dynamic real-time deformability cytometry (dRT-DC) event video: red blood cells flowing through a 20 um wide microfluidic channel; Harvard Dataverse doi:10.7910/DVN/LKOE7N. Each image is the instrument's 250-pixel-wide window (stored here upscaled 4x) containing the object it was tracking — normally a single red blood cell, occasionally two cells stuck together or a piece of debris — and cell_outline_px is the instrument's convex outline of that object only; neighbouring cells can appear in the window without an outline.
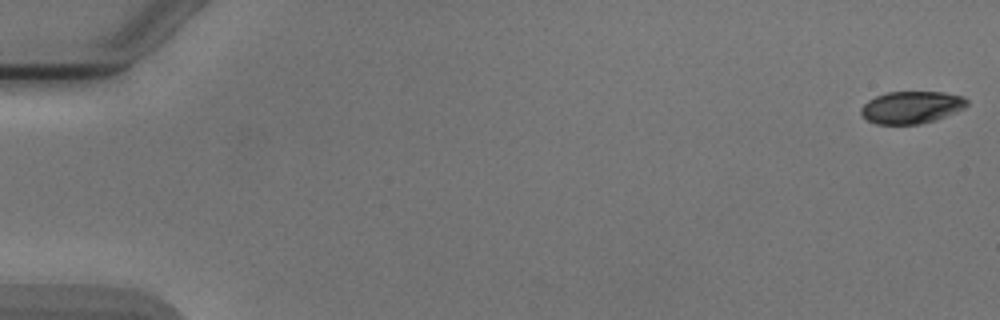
{"species": "Egyptian fruit bat (a non-hibernating species)", "species_latin": "Rousettus aegyptiacus", "temperature_condition": "cold", "stored_images_in_passage": 9, "camera_frame_rate_fps": 3000, "um_per_image_px": 0.085, "animal": {"sex": "male"}, "frame": {"image": 1, "passage_image": 1, "time_ms": 0.0, "image_size_px": [1000, 320], "cell_outline_px": [[968, 104], [964, 108], [936, 120], [920, 124], [876, 124], [860, 116], [860, 108], [868, 100], [876, 96], [888, 92], [944, 92], [964, 96], [968, 100]], "centroid_in_image_um": [77.47, 9.12], "position_along_channel_um": 7.5, "area_um2": 20.06}}
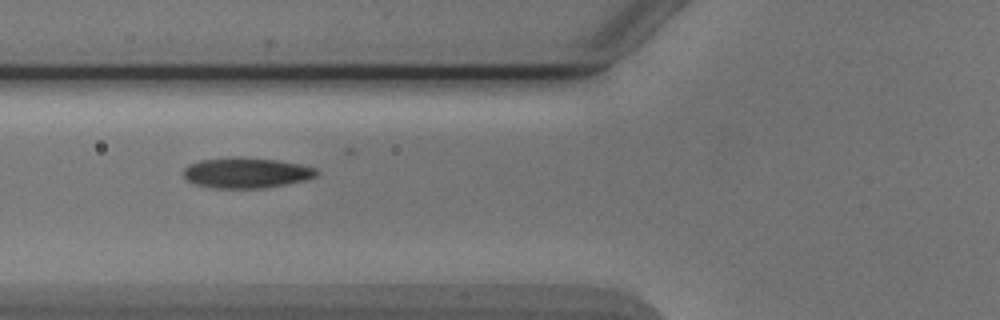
{"frame": {"image": 2, "passage_image": 6, "time_ms": 6.667, "image_size_px": [1000, 320], "cell_outline_px": [[320, 172], [316, 176], [304, 180], [288, 184], [264, 188], [212, 188], [196, 184], [188, 180], [184, 176], [184, 168], [188, 164], [200, 160], [276, 160], [300, 164], [316, 168]], "centroid_in_image_um": [20.98, 14.74], "position_along_channel_um": 104.8, "area_um2": 22.66}}
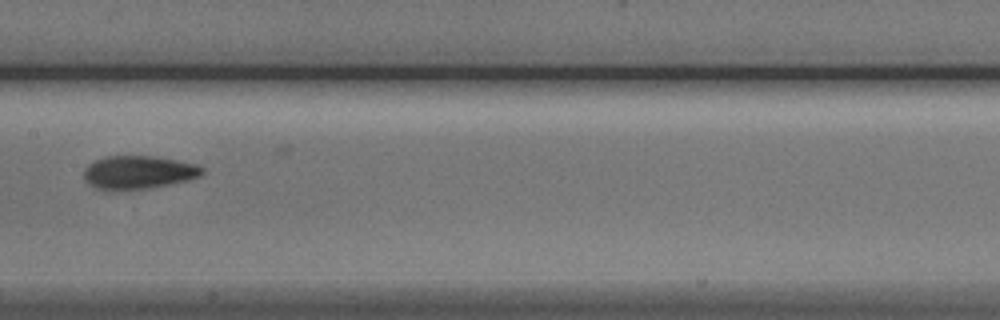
{"frame": {"image": 3, "passage_image": 8, "time_ms": 9.0, "image_size_px": [1000, 320], "cell_outline_px": [[204, 172], [200, 176], [188, 180], [148, 188], [112, 192], [96, 188], [88, 184], [84, 180], [84, 168], [88, 164], [104, 156], [152, 156], [176, 160], [196, 164], [204, 168]], "centroid_in_image_um": [11.72, 14.67], "position_along_channel_um": 195.7, "area_um2": 23.24}}